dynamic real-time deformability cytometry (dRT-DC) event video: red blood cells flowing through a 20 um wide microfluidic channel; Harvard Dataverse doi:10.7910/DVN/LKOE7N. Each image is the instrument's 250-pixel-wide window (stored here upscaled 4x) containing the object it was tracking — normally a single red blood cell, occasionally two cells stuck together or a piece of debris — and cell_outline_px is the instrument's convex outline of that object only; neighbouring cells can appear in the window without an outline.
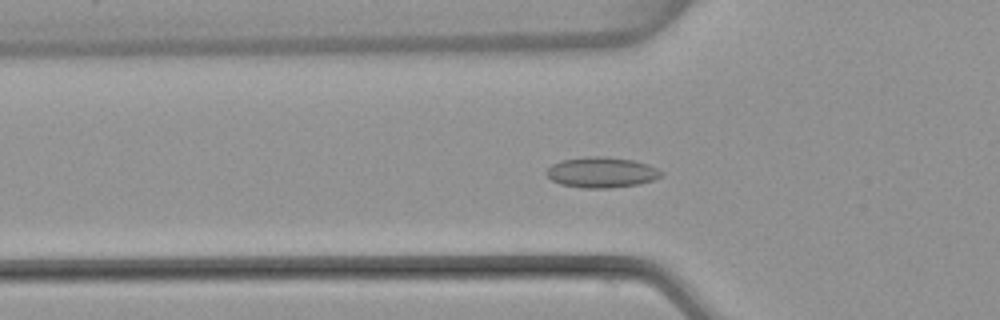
{"species": "common noctule bat (a hibernating species)", "species_latin": "Nyctalus noctula", "temperature_condition": "warm", "stored_images_in_passage": 53, "camera_frame_rate_fps": 3000, "um_per_image_px": 0.085, "animal": {"sex": "female", "body_mass_g": 22.7, "forearm_length_mm": 54.2}, "frame": {"image": 1, "passage_image": 18, "time_ms": 5.667, "image_size_px": [1000, 320], "cell_outline_px": [[664, 172], [660, 176], [652, 180], [636, 184], [608, 188], [580, 188], [560, 184], [552, 180], [544, 172], [552, 164], [560, 160], [588, 156], [604, 156], [632, 160], [648, 164]], "centroid_in_image_um": [51.09, 14.64], "position_along_channel_um": 74.7, "area_um2": 20.4}}
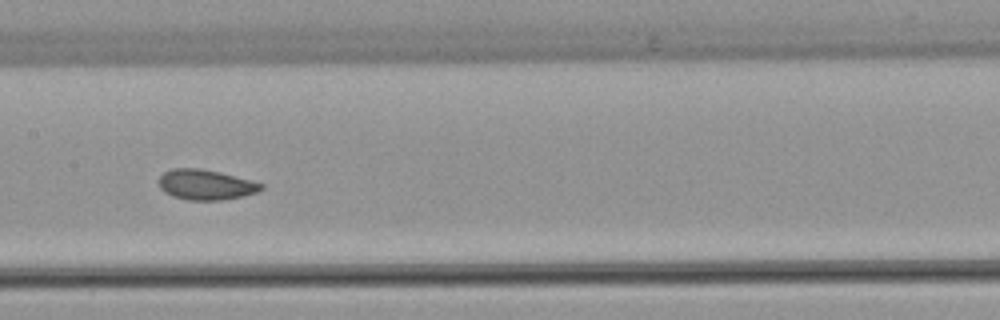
{"frame": {"image": 2, "passage_image": 27, "time_ms": 8.667, "image_size_px": [1000, 320], "cell_outline_px": [[264, 188], [256, 192], [244, 196], [220, 200], [188, 200], [172, 196], [164, 192], [160, 188], [160, 176], [164, 172], [172, 168], [200, 168], [220, 172], [252, 180], [264, 184]], "centroid_in_image_um": [17.5, 15.69], "position_along_channel_um": 189.9, "area_um2": 18.09}}
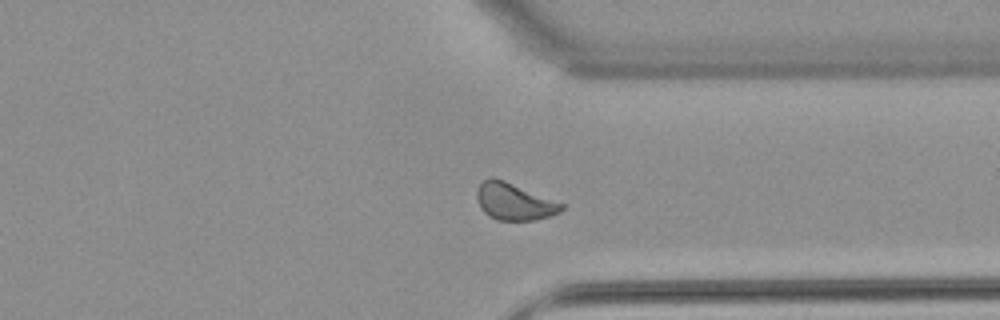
{"frame": {"image": 3, "passage_image": 41, "time_ms": 13.333, "image_size_px": [1000, 320], "cell_outline_px": [[564, 208], [560, 212], [548, 216], [532, 220], [496, 220], [488, 216], [480, 208], [476, 200], [476, 188], [484, 180], [492, 176], [504, 180], [564, 204]], "centroid_in_image_um": [43.65, 17.13], "position_along_channel_um": 367.8, "area_um2": 18.21}, "authors_computed_cell_mechanics": {"area_um2": 18.3226, "velocity_mm_per_s": 3.8211, "shape_relaxation_time_tau1_ms": 10.7012, "shape_relaxation_time_tau2_ms": 1.5835, "deformation_change_tau1": 0.1302, "deformation_change_tau2": 0.0593}}